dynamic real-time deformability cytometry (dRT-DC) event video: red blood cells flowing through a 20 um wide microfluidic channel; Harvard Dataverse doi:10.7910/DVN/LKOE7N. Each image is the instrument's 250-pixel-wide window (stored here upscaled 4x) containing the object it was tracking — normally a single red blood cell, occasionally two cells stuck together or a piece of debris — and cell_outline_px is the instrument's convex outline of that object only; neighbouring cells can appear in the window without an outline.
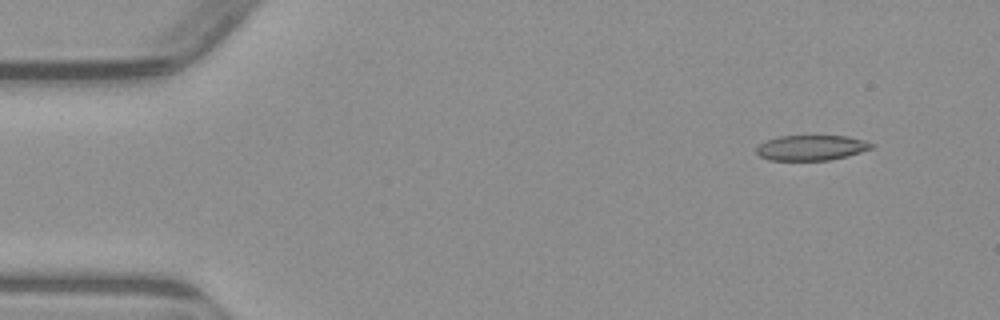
{"species": "common noctule bat (a hibernating species)", "species_latin": "Nyctalus noctula", "temperature_condition": "warm", "stored_images_in_passage": 4, "camera_frame_rate_fps": 3000, "um_per_image_px": 0.085, "animal": {"sex": "male", "body_mass_g": 23.1, "forearm_length_mm": 52.7}, "frame": {"image": 1, "passage_image": 1, "time_ms": 0.0, "image_size_px": [1000, 320], "cell_outline_px": [[876, 144], [872, 148], [848, 156], [828, 160], [768, 160], [760, 156], [756, 152], [756, 148], [760, 144], [768, 140], [780, 136], [848, 136], [864, 140]], "centroid_in_image_um": [68.99, 12.56], "position_along_channel_um": 16.0, "area_um2": 16.88}}
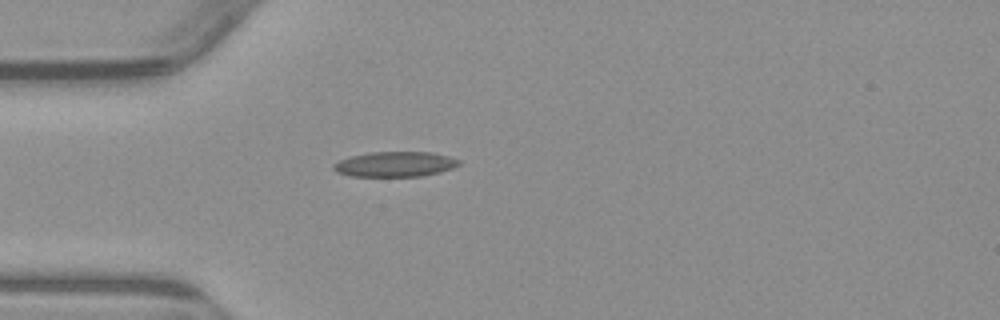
{"frame": {"image": 2, "passage_image": 4, "time_ms": 3.333, "image_size_px": [1000, 320], "cell_outline_px": [[460, 164], [452, 168], [440, 172], [424, 176], [348, 176], [336, 172], [332, 168], [332, 164], [340, 160], [352, 156], [368, 152], [432, 152], [448, 156], [460, 160]], "centroid_in_image_um": [33.56, 13.96], "position_along_channel_um": 51.4, "area_um2": 18.44}}